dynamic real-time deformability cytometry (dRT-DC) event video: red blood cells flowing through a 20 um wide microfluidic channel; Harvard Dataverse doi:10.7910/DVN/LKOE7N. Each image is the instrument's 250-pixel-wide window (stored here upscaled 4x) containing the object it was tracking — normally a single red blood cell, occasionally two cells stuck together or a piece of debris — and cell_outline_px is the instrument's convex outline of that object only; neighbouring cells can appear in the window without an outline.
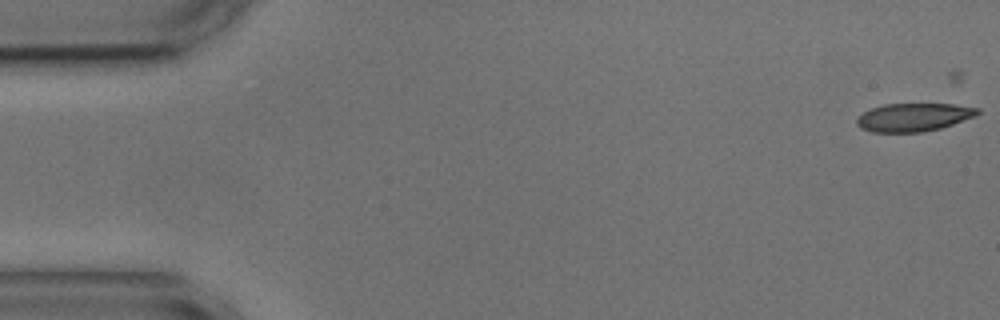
{"species": "common noctule bat (a hibernating species)", "species_latin": "Nyctalus noctula", "temperature_condition": "cold", "stored_images_in_passage": 3, "camera_frame_rate_fps": 3000, "um_per_image_px": 0.085, "animal": {"sex": "male", "body_mass_g": 17.9, "forearm_length_mm": 54.2}, "frame": {"image": 1, "passage_image": 1, "time_ms": 0.0, "image_size_px": [1000, 320], "cell_outline_px": [[980, 112], [976, 116], [940, 128], [920, 132], [872, 132], [860, 128], [856, 124], [856, 116], [872, 108], [884, 104], [956, 104], [980, 108]], "centroid_in_image_um": [77.65, 9.96], "position_along_channel_um": 7.4, "area_um2": 19.88}}